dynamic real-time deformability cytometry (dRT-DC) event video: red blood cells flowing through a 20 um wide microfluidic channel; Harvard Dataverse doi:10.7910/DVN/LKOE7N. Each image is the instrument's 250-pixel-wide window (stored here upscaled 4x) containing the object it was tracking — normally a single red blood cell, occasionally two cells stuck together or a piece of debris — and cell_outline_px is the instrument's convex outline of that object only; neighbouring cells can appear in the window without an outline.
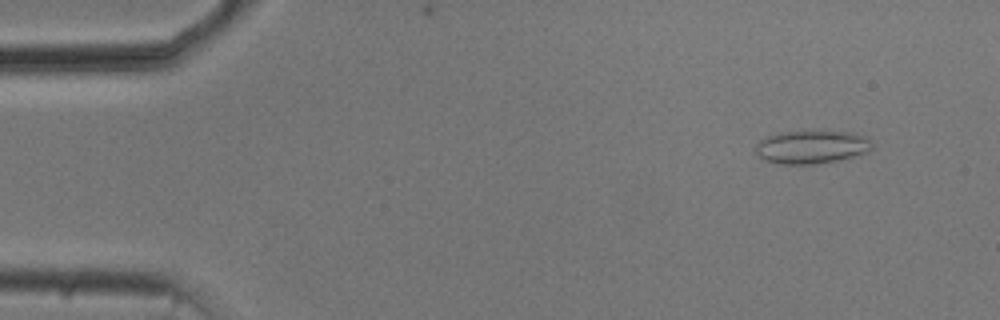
{"species": "common noctule bat (a hibernating species)", "species_latin": "Nyctalus noctula", "temperature_condition": "cold", "stored_images_in_passage": 51, "camera_frame_rate_fps": 3000, "um_per_image_px": 0.085, "animal": {"sex": "male", "body_mass_g": 20.5, "forearm_length_mm": 52.5}, "frame": {"image": 1, "passage_image": 3, "time_ms": 0.667, "image_size_px": [1000, 320], "cell_outline_px": [[872, 148], [868, 152], [836, 160], [812, 164], [784, 164], [764, 160], [756, 152], [756, 144], [760, 140], [768, 136], [780, 132], [848, 132], [864, 136], [872, 140]], "centroid_in_image_um": [68.99, 12.5], "position_along_channel_um": 16.0, "area_um2": 22.08}}
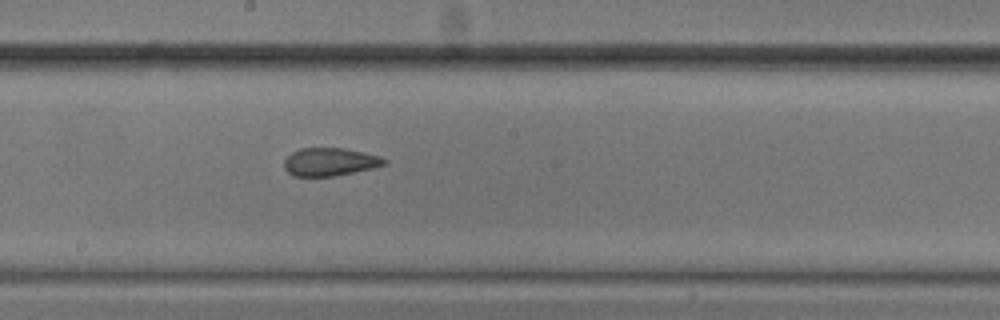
{"frame": {"image": 2, "passage_image": 27, "time_ms": 8.667, "image_size_px": [1000, 320], "cell_outline_px": [[388, 164], [372, 168], [336, 176], [292, 176], [284, 168], [284, 160], [292, 152], [300, 148], [344, 148], [364, 152], [380, 156], [388, 160]], "centroid_in_image_um": [28.06, 13.76], "position_along_channel_um": 220.1, "area_um2": 16.47}}
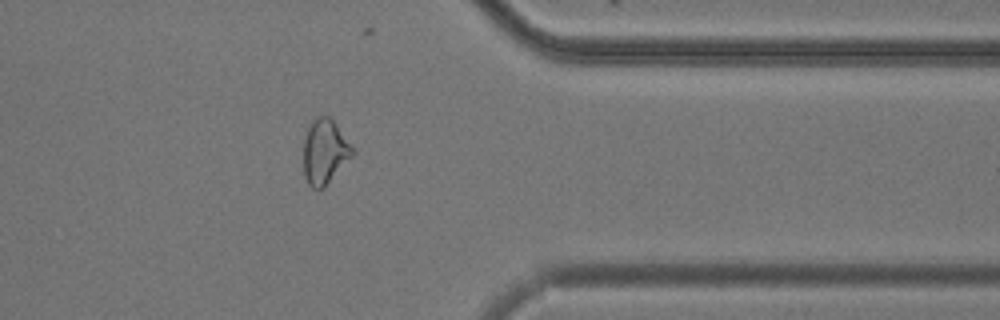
{"frame": {"image": 3, "passage_image": 41, "time_ms": 13.333, "image_size_px": [1000, 320], "cell_outline_px": [[356, 152], [324, 188], [312, 188], [308, 184], [304, 176], [304, 136], [312, 120], [316, 116], [328, 116], [336, 124], [356, 148]], "centroid_in_image_um": [27.63, 12.89], "position_along_channel_um": 383.8, "area_um2": 18.73}, "authors_computed_cell_mechanics": {"area_um2": 18.7272, "velocity_mm_per_s": 3.7592, "shape_relaxation_time_tau1_ms": null, "shape_relaxation_time_tau2_ms": 1.9034, "deformation_change_tau1": null, "deformation_change_tau2": 0.0822}}